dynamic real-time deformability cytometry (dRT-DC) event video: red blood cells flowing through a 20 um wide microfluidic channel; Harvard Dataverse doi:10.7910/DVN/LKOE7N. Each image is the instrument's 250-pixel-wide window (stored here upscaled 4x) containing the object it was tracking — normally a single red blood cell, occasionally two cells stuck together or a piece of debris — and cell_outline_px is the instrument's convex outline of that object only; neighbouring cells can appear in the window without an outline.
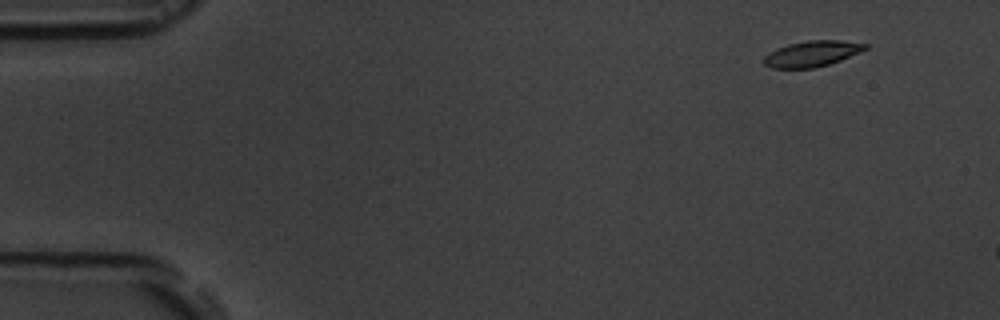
{"species": "common noctule bat (a hibernating species)", "species_latin": "Nyctalus noctula", "temperature_condition": "room temperature", "stored_images_in_passage": 3, "camera_frame_rate_fps": 3000, "um_per_image_px": 0.085, "animal": {"sex": "male", "body_mass_g": 19.5, "forearm_length_mm": 54.6}, "frame": {"image": 1, "passage_image": 1, "time_ms": 0.0, "image_size_px": [1000, 320], "cell_outline_px": [[868, 48], [860, 52], [840, 60], [816, 68], [772, 68], [764, 64], [764, 56], [768, 52], [776, 48], [788, 44], [808, 40], [840, 40], [868, 44]], "centroid_in_image_um": [69.01, 4.56], "position_along_channel_um": 16.0, "area_um2": 15.26}}